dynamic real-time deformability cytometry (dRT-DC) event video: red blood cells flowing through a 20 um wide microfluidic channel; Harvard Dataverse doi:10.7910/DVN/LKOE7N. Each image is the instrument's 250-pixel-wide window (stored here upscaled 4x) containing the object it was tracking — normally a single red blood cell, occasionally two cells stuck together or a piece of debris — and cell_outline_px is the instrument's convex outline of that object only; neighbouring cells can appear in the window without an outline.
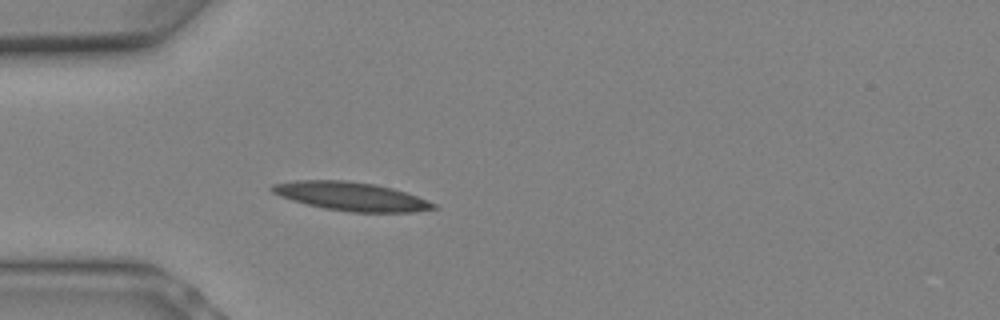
{"species": "Egyptian fruit bat (a non-hibernating species)", "species_latin": "Rousettus aegyptiacus", "temperature_condition": "warm", "stored_images_in_passage": 4, "camera_frame_rate_fps": 3000, "um_per_image_px": 0.085, "animal": {"sex": "female"}, "frame": {"image": 1, "passage_image": 1, "time_ms": 0.0, "image_size_px": [1000, 320], "cell_outline_px": [[440, 208], [412, 212], [348, 212], [324, 208], [308, 204], [280, 196], [272, 192], [268, 188], [272, 184], [296, 180], [344, 180], [376, 184], [392, 188], [416, 196], [436, 204]], "centroid_in_image_um": [29.84, 16.69], "position_along_channel_um": 55.2, "area_um2": 26.82}}
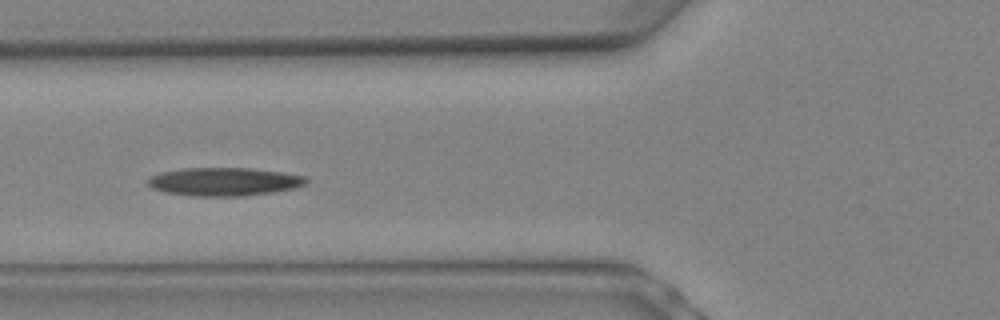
{"frame": {"image": 2, "passage_image": 3, "time_ms": 0.667, "image_size_px": [1000, 320], "cell_outline_px": [[308, 180], [304, 184], [292, 188], [272, 192], [240, 196], [192, 196], [164, 192], [152, 188], [148, 184], [148, 180], [152, 176], [160, 172], [184, 168], [248, 168], [280, 172], [304, 176]], "centroid_in_image_um": [19.0, 15.44], "position_along_channel_um": 106.8, "area_um2": 25.78}}